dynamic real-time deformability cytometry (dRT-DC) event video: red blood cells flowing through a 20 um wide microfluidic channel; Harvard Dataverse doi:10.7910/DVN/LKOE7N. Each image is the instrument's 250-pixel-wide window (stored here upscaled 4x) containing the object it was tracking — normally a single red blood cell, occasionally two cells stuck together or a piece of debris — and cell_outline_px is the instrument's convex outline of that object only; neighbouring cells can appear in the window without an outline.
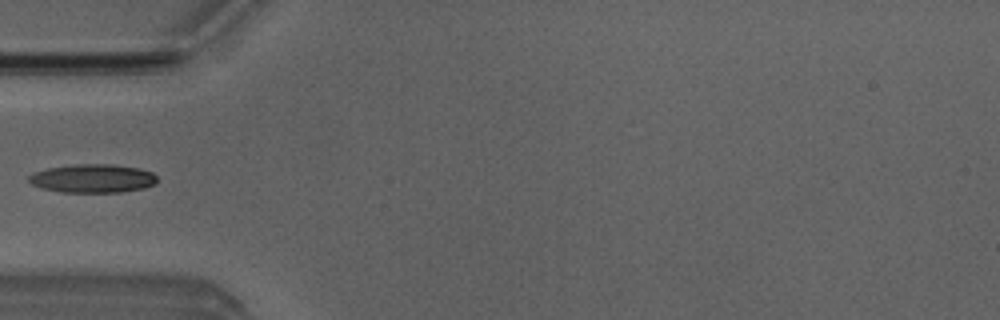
{"species": "Egyptian fruit bat (a non-hibernating species)", "species_latin": "Rousettus aegyptiacus", "temperature_condition": "room temperature", "stored_images_in_passage": 3, "camera_frame_rate_fps": 3000, "um_per_image_px": 0.085, "animal": {"sex": "male"}, "frame": {"image": 1, "passage_image": 3, "time_ms": 3.333, "image_size_px": [1000, 320], "cell_outline_px": [[156, 184], [144, 188], [120, 192], [60, 192], [40, 188], [32, 184], [28, 180], [28, 176], [36, 172], [48, 168], [72, 164], [112, 164], [140, 168], [152, 172], [156, 176]], "centroid_in_image_um": [7.89, 15.16], "position_along_channel_um": 77.1, "area_um2": 21.44}}